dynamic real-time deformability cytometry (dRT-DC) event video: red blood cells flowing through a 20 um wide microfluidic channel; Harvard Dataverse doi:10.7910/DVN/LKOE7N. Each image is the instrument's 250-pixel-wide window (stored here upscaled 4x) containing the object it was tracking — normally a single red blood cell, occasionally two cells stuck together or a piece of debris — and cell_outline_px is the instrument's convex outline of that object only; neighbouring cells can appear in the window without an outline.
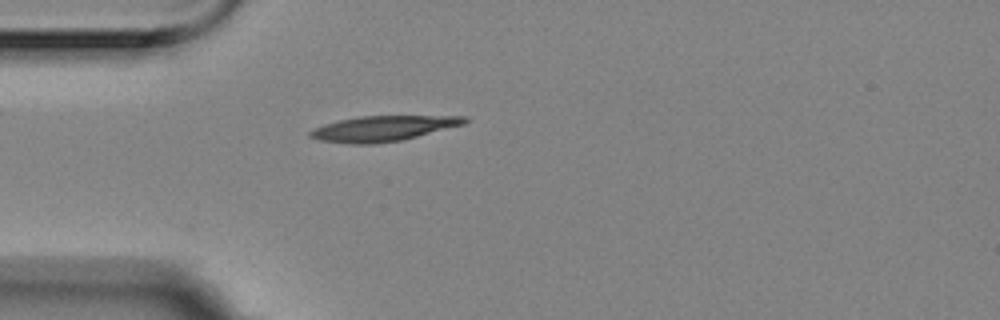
{"species": "Egyptian fruit bat (a non-hibernating species)", "species_latin": "Rousettus aegyptiacus", "temperature_condition": "room temperature", "stored_images_in_passage": 1, "camera_frame_rate_fps": 3000, "um_per_image_px": 0.085, "animal": {"sex": "female"}, "frame": {"image": 1, "passage_image": 1, "time_ms": 0.0, "image_size_px": [1000, 320], "cell_outline_px": [[468, 120], [464, 124], [400, 140], [372, 144], [352, 144], [320, 140], [308, 136], [308, 132], [324, 124], [340, 120], [360, 116], [468, 116]], "centroid_in_image_um": [32.54, 10.91], "position_along_channel_um": 52.5, "area_um2": 22.43}}